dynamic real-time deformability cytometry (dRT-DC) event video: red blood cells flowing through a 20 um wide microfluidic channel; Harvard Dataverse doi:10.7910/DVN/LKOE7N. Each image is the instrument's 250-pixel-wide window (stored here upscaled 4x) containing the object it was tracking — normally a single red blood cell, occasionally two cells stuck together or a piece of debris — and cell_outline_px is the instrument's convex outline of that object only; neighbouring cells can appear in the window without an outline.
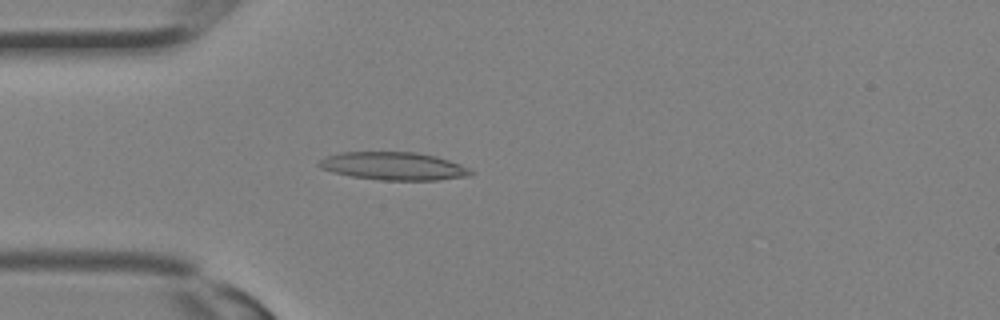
{"species": "Egyptian fruit bat (a non-hibernating species)", "species_latin": "Rousettus aegyptiacus", "temperature_condition": "room temperature", "stored_images_in_passage": 26, "camera_frame_rate_fps": 3000, "um_per_image_px": 0.085, "animal": {"sex": "female"}, "frame": {"image": 1, "passage_image": 3, "time_ms": 0.667, "image_size_px": [1000, 320], "cell_outline_px": [[472, 172], [468, 176], [436, 180], [380, 180], [352, 176], [320, 168], [316, 164], [320, 160], [328, 156], [340, 152], [416, 152], [436, 156], [460, 164], [468, 168]], "centroid_in_image_um": [33.44, 14.11], "position_along_channel_um": 51.6, "area_um2": 24.45}}
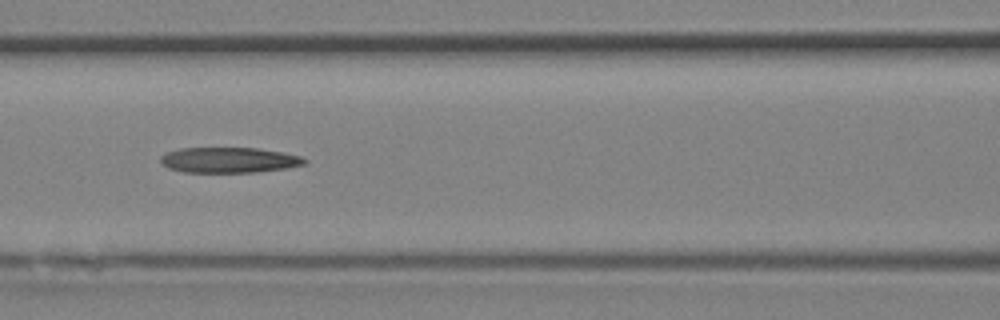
{"frame": {"image": 2, "passage_image": 8, "time_ms": 2.333, "image_size_px": [1000, 320], "cell_outline_px": [[308, 160], [304, 164], [288, 168], [256, 172], [184, 172], [168, 168], [160, 160], [160, 156], [164, 152], [180, 148], [260, 148], [284, 152], [300, 156]], "centroid_in_image_um": [19.47, 13.6], "position_along_channel_um": 147.1, "area_um2": 21.5}}
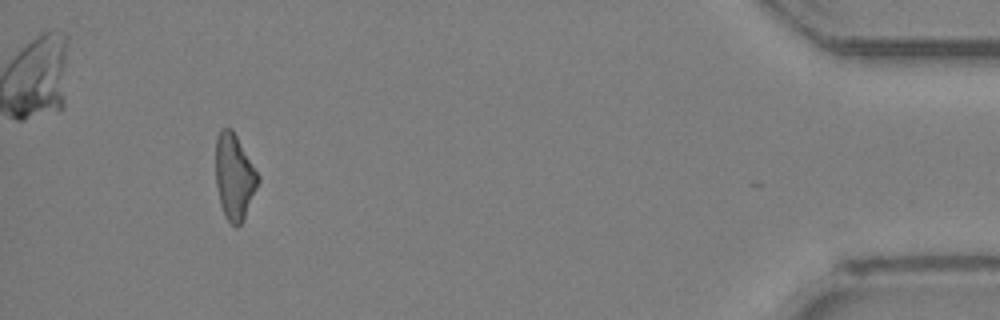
{"frame": {"image": 3, "passage_image": 24, "time_ms": 7.667, "image_size_px": [1000, 320], "cell_outline_px": [[260, 180], [244, 220], [240, 224], [232, 224], [224, 216], [220, 204], [216, 184], [216, 136], [220, 128], [232, 128], [260, 176]], "centroid_in_image_um": [19.92, 15.0], "position_along_channel_um": 415.3, "area_um2": 21.21}}